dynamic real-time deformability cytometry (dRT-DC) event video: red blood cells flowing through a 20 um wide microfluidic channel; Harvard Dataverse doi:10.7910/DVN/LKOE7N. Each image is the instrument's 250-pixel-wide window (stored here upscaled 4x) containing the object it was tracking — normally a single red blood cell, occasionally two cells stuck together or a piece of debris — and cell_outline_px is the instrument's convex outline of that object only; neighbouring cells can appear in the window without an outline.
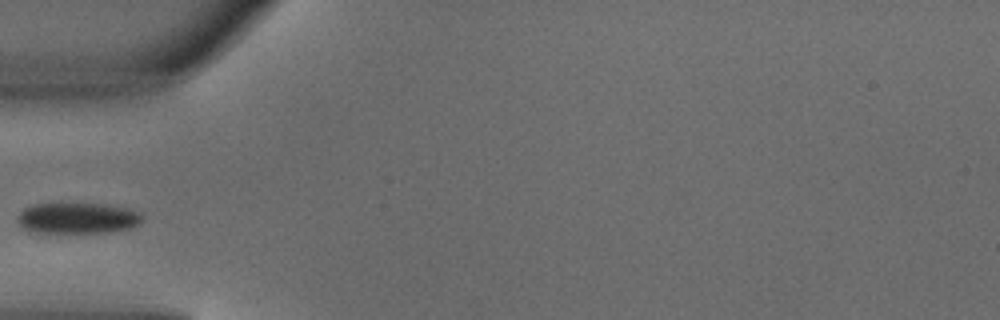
{"species": "common noctule bat (a hibernating species)", "species_latin": "Nyctalus noctula", "temperature_condition": "warm", "stored_images_in_passage": 3, "camera_frame_rate_fps": 3000, "um_per_image_px": 0.085, "animal": {"sex": "male", "body_mass_g": 18.8}, "frame": {"image": 1, "passage_image": 3, "time_ms": 0.667, "image_size_px": [1000, 320], "cell_outline_px": [[140, 224], [128, 228], [104, 232], [28, 232], [20, 228], [16, 220], [16, 216], [24, 208], [32, 204], [104, 204], [124, 208], [140, 212]], "centroid_in_image_um": [6.48, 18.54], "position_along_channel_um": 78.5, "area_um2": 22.31}}